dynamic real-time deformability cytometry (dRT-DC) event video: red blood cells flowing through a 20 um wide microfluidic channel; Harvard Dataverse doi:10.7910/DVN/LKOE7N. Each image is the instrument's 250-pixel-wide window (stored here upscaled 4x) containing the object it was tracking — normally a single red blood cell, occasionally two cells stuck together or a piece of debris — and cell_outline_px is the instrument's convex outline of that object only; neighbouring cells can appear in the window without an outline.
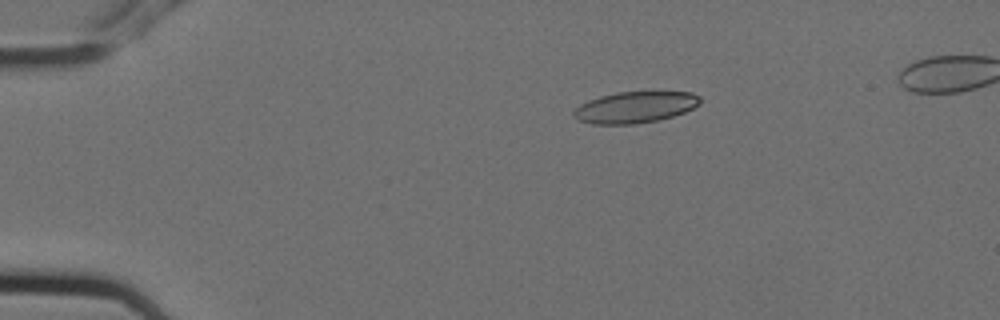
{"species": "Egyptian fruit bat (a non-hibernating species)", "species_latin": "Rousettus aegyptiacus", "temperature_condition": "cold", "stored_images_in_passage": 3, "camera_frame_rate_fps": 3000, "um_per_image_px": 0.085, "animal": {"sex": "female"}, "frame": {"image": 1, "passage_image": 3, "time_ms": 0.667, "image_size_px": [1000, 320], "cell_outline_px": [[700, 104], [684, 112], [672, 116], [656, 120], [636, 124], [592, 124], [580, 120], [572, 116], [572, 112], [580, 104], [588, 100], [600, 96], [616, 92], [692, 92], [700, 96]], "centroid_in_image_um": [53.96, 9.11], "position_along_channel_um": 31.0, "area_um2": 23.0}}